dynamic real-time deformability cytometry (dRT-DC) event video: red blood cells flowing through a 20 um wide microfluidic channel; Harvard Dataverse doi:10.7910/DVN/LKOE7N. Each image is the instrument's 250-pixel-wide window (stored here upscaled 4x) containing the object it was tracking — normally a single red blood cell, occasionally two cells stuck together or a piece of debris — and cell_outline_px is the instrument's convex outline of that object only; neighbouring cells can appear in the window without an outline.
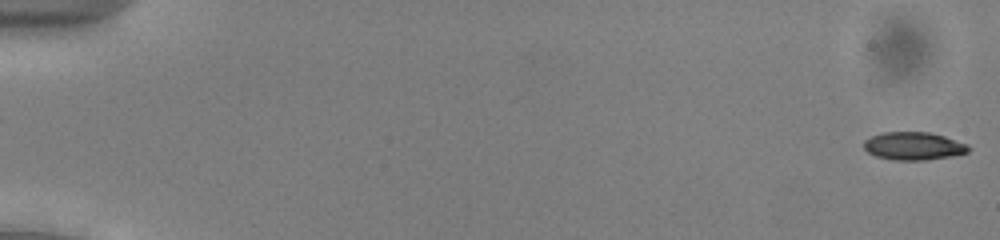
{"species": "common noctule bat (a hibernating species)", "species_latin": "Nyctalus noctula", "temperature_condition": "cold", "stored_images_in_passage": 53, "camera_frame_rate_fps": 3000, "um_per_image_px": 0.085, "animal": {"sex": "male", "body_mass_g": 13.0, "forearm_length_mm": 53.1}, "frame": {"image": 1, "passage_image": 1, "time_ms": 0.0, "image_size_px": [1000, 240], "cell_outline_px": [[972, 148], [968, 152], [952, 156], [924, 160], [892, 160], [876, 156], [868, 152], [864, 148], [864, 140], [872, 136], [884, 132], [928, 132], [944, 136], [968, 144]], "centroid_in_image_um": [77.67, 12.41], "position_along_channel_um": 7.3, "area_um2": 17.05}}
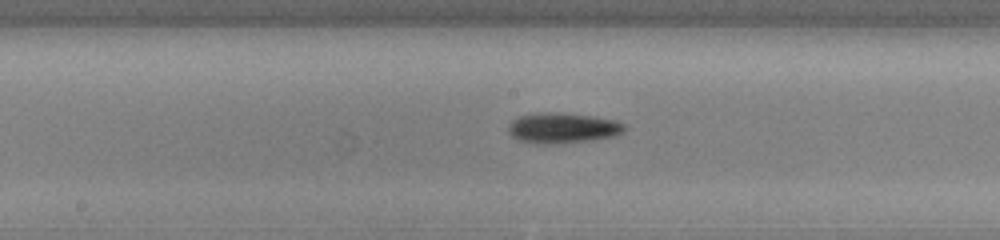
{"frame": {"image": 2, "passage_image": 29, "time_ms": 9.333, "image_size_px": [1000, 240], "cell_outline_px": [[628, 128], [624, 132], [612, 136], [592, 140], [556, 144], [540, 144], [516, 140], [508, 132], [508, 124], [512, 120], [520, 116], [548, 112], [556, 112], [592, 116], [616, 120], [624, 124]], "centroid_in_image_um": [47.83, 10.89], "position_along_channel_um": 200.4, "area_um2": 20.69}}
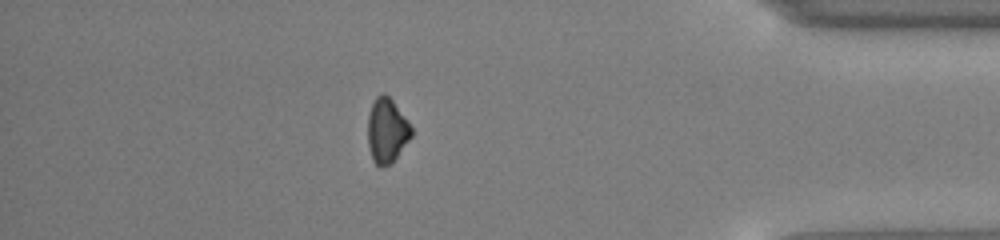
{"frame": {"image": 3, "passage_image": 47, "time_ms": 15.333, "image_size_px": [1000, 240], "cell_outline_px": [[412, 136], [392, 164], [380, 168], [372, 160], [368, 144], [368, 116], [372, 104], [376, 96], [380, 92], [384, 92], [392, 100], [412, 128]], "centroid_in_image_um": [32.87, 11.13], "position_along_channel_um": 402.3, "area_um2": 16.47}, "authors_computed_cell_mechanics": {"area_um2": 17.8024, "velocity_mm_per_s": 3.9374, "shape_relaxation_time_tau1_ms": 6.8646, "shape_relaxation_time_tau2_ms": null, "deformation_change_tau1": 0.1659, "deformation_change_tau2": null}}